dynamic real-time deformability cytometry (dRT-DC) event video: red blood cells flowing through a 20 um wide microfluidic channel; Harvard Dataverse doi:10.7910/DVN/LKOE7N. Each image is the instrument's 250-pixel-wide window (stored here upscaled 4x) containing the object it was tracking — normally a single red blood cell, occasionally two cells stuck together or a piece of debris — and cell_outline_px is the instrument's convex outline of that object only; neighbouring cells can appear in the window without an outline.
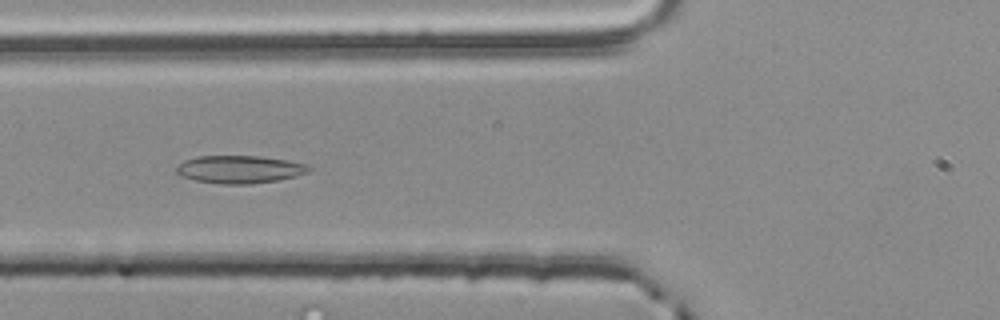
{"species": "common noctule bat (a hibernating species)", "species_latin": "Nyctalus noctula", "temperature_condition": "room temperature", "stored_images_in_passage": 30, "camera_frame_rate_fps": 3000, "um_per_image_px": 0.085, "animal": {"sex": "male", "body_mass_g": 20.4}, "frame": {"image": 1, "passage_image": 5, "time_ms": 1.333, "image_size_px": [1000, 320], "cell_outline_px": [[312, 168], [308, 172], [296, 176], [280, 180], [252, 184], [224, 184], [196, 180], [180, 176], [176, 172], [176, 168], [184, 160], [196, 156], [260, 156], [288, 160], [304, 164]], "centroid_in_image_um": [20.37, 14.39], "position_along_channel_um": 105.4, "area_um2": 21.44}, "authors_computed_cell_mechanics": {"area_um2": 19.2185, "velocity_mm_per_s": 3.7499, "shape_relaxation_time_tau1_ms": 2.0702, "shape_relaxation_time_tau2_ms": 1.1011, "deformation_change_tau1": 0.0757, "deformation_change_tau2": 0.0493}}